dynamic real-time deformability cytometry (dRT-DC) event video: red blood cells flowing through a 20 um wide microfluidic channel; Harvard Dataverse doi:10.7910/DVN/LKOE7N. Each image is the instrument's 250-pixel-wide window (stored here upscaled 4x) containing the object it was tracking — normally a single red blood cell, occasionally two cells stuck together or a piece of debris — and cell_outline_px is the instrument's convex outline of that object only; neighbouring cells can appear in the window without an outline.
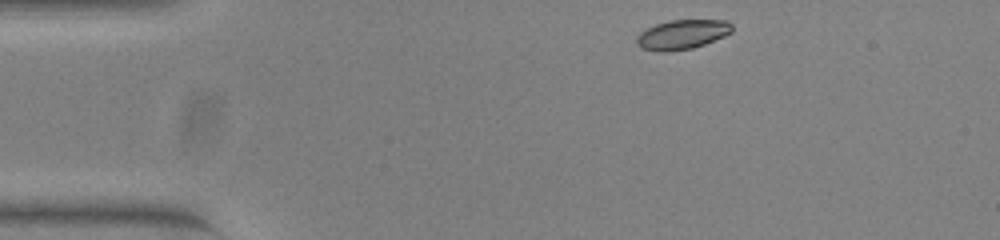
{"species": "common noctule bat (a hibernating species)", "species_latin": "Nyctalus noctula", "temperature_condition": "warm", "stored_images_in_passage": 45, "camera_frame_rate_fps": 3000, "um_per_image_px": 0.085, "animal": {"sex": "female", "body_mass_g": 23.0, "forearm_length_mm": 53.4}, "frame": {"image": 1, "passage_image": 1, "time_ms": 0.0, "image_size_px": [1000, 240], "cell_outline_px": [[732, 32], [724, 36], [704, 44], [692, 48], [668, 52], [660, 52], [644, 48], [636, 44], [636, 36], [640, 32], [656, 24], [668, 20], [728, 20], [732, 24]], "centroid_in_image_um": [57.99, 2.93], "position_along_channel_um": 27.0, "area_um2": 16.42}}
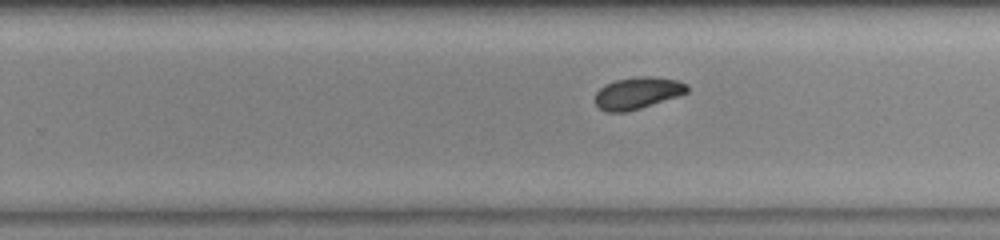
{"frame": {"image": 2, "passage_image": 25, "time_ms": 8.0, "image_size_px": [1000, 240], "cell_outline_px": [[688, 92], [628, 112], [608, 112], [600, 108], [596, 104], [596, 92], [604, 84], [616, 80], [636, 76], [652, 76], [680, 80], [688, 84]], "centroid_in_image_um": [54.2, 7.89], "position_along_channel_um": 275.6, "area_um2": 17.05}}
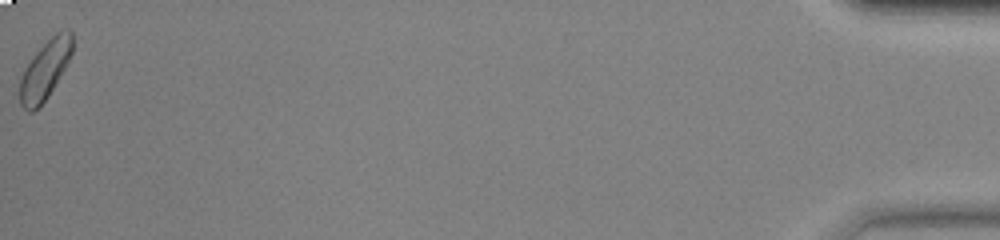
{"frame": {"image": 3, "passage_image": 45, "time_ms": 14.667, "image_size_px": [1000, 240], "cell_outline_px": [[72, 52], [60, 76], [48, 96], [32, 112], [28, 112], [20, 104], [20, 76], [24, 68], [32, 56], [56, 32], [68, 28], [72, 32]], "centroid_in_image_um": [3.81, 5.92], "position_along_channel_um": 431.4, "area_um2": 17.74}, "authors_computed_cell_mechanics": {"area_um2": 17.3978, "velocity_mm_per_s": 3.9004, "shape_relaxation_time_tau1_ms": 3.8389, "shape_relaxation_time_tau2_ms": null, "deformation_change_tau1": 0.1068, "deformation_change_tau2": null}}